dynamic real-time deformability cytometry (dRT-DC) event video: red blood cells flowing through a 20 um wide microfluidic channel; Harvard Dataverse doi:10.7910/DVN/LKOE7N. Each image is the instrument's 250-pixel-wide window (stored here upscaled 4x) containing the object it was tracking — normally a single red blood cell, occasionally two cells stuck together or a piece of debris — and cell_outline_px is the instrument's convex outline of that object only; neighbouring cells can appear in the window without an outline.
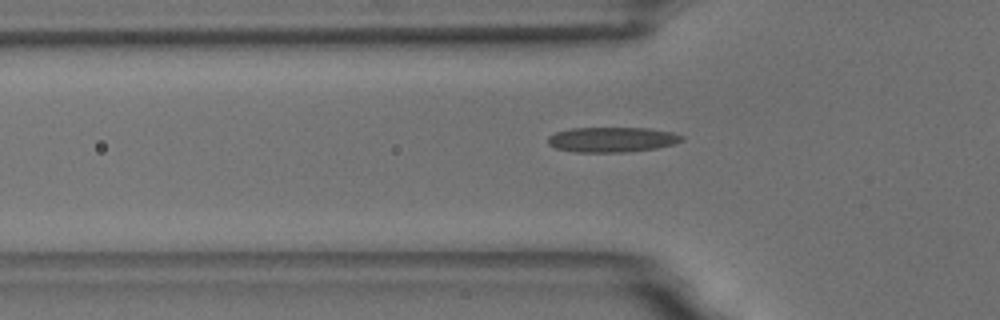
{"species": "common noctule bat (a hibernating species)", "species_latin": "Nyctalus noctula", "temperature_condition": "room temperature", "stored_images_in_passage": 35, "camera_frame_rate_fps": 3000, "um_per_image_px": 0.085, "animal": {"sex": "male", "body_mass_g": 18.8}, "frame": {"image": 1, "passage_image": 6, "time_ms": 1.667, "image_size_px": [1000, 320], "cell_outline_px": [[684, 140], [676, 144], [656, 148], [628, 152], [576, 152], [556, 148], [548, 144], [548, 136], [556, 132], [572, 128], [648, 128], [672, 132], [684, 136]], "centroid_in_image_um": [52.06, 11.86], "position_along_channel_um": 73.7, "area_um2": 19.65}}
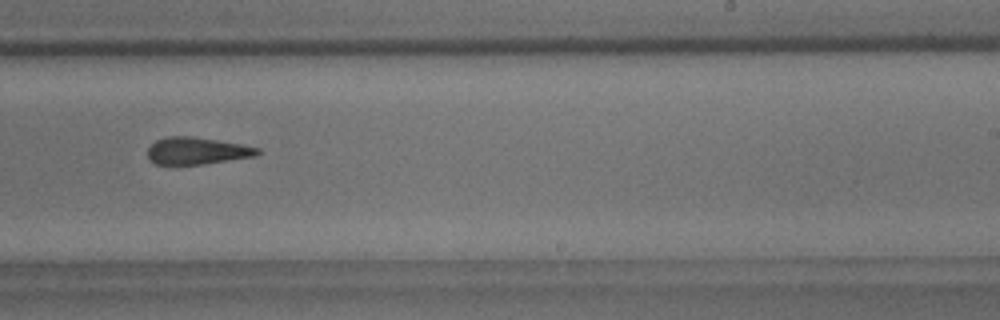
{"frame": {"image": 2, "passage_image": 22, "time_ms": 7.0, "image_size_px": [1000, 320], "cell_outline_px": [[260, 152], [256, 156], [200, 164], [156, 164], [148, 160], [148, 148], [156, 140], [168, 136], [188, 136], [216, 140], [240, 144], [260, 148]], "centroid_in_image_um": [16.71, 12.82], "position_along_channel_um": 272.3, "area_um2": 17.11}}
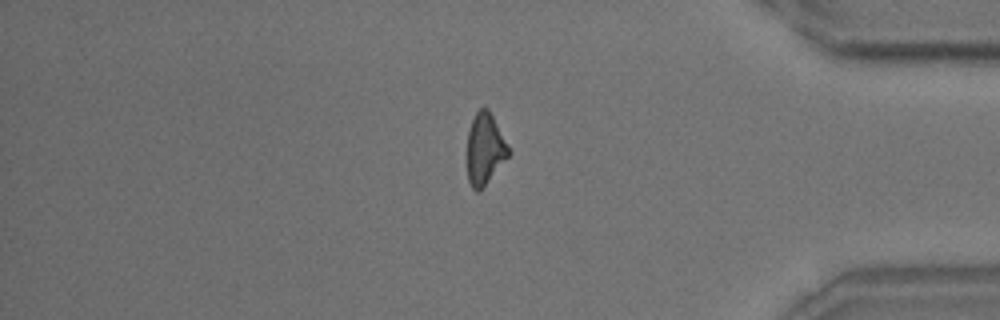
{"frame": {"image": 3, "passage_image": 34, "time_ms": 11.0, "image_size_px": [1000, 320], "cell_outline_px": [[512, 152], [480, 192], [476, 192], [472, 188], [468, 180], [468, 132], [472, 120], [476, 112], [480, 108], [488, 108]], "centroid_in_image_um": [41.23, 12.69], "position_along_channel_um": 394.0, "area_um2": 17.17}}